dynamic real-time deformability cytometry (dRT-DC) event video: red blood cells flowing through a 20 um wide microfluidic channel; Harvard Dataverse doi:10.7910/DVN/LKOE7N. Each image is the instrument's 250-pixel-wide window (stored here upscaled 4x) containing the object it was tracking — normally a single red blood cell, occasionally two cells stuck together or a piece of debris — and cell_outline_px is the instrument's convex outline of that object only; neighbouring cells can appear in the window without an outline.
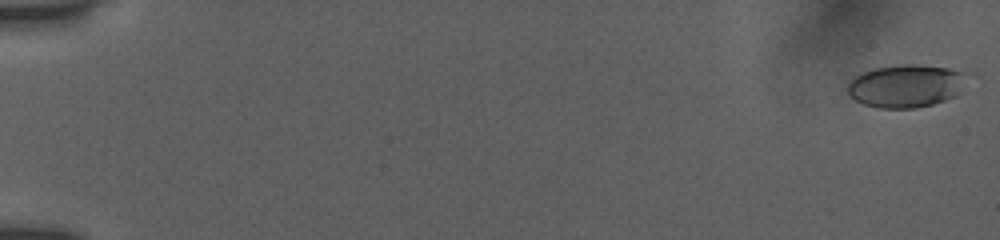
{"species": "human", "species_latin": "Homo sapiens", "temperature_condition": "room temperature", "stored_images_in_passage": 54, "camera_frame_rate_fps": 3000, "um_per_image_px": 0.085, "donor": {"sex": "female"}, "frame": {"image": 1, "passage_image": 1, "time_ms": 0.0, "image_size_px": [1000, 240], "cell_outline_px": [[964, 72], [956, 96], [932, 104], [916, 108], [880, 108], [864, 104], [856, 100], [848, 92], [848, 84], [856, 76], [864, 72], [876, 68], [912, 64], [948, 68]], "centroid_in_image_um": [76.95, 7.32], "position_along_channel_um": 8.0, "area_um2": 28.84}}
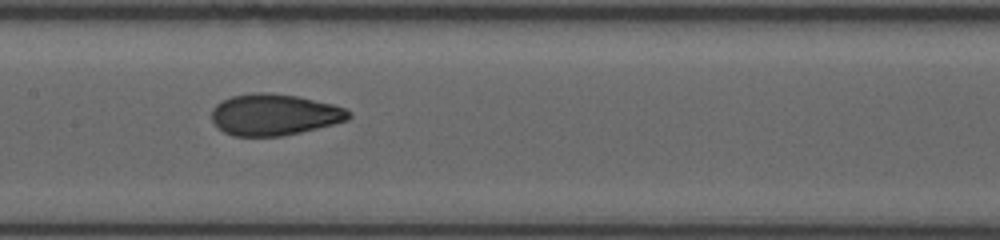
{"frame": {"image": 2, "passage_image": 29, "time_ms": 9.333, "image_size_px": [1000, 240], "cell_outline_px": [[352, 116], [348, 120], [300, 132], [280, 136], [232, 136], [224, 132], [212, 120], [212, 108], [216, 104], [232, 96], [252, 92], [268, 92], [296, 96], [332, 104], [344, 108], [352, 112]], "centroid_in_image_um": [23.31, 9.74], "position_along_channel_um": 184.1, "area_um2": 32.89}}
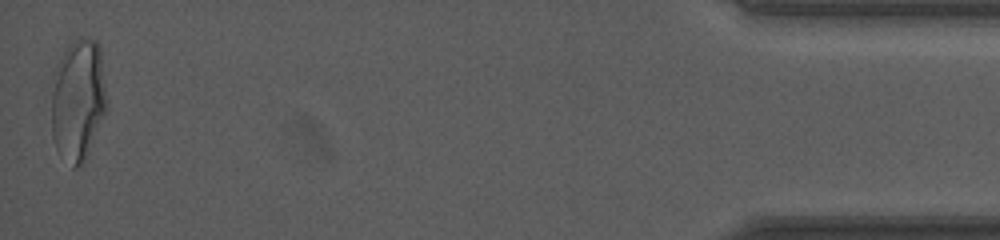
{"frame": {"image": 3, "passage_image": 54, "time_ms": 17.667, "image_size_px": [1000, 240], "cell_outline_px": [[108, 108], [88, 152], [84, 160], [76, 168], [72, 168], [56, 148], [52, 136], [52, 72], [56, 64], [72, 40], [96, 40], [100, 48], [108, 100]], "centroid_in_image_um": [6.64, 8.49], "position_along_channel_um": 428.6, "area_um2": 39.54}, "authors_computed_cell_mechanics": {"area_um2": 32.3969, "velocity_mm_per_s": 3.9148, "shape_relaxation_time_tau1_ms": 8.0212, "shape_relaxation_time_tau2_ms": 0.8425, "deformation_change_tau1": 0.2195, "deformation_change_tau2": 0.0611}}